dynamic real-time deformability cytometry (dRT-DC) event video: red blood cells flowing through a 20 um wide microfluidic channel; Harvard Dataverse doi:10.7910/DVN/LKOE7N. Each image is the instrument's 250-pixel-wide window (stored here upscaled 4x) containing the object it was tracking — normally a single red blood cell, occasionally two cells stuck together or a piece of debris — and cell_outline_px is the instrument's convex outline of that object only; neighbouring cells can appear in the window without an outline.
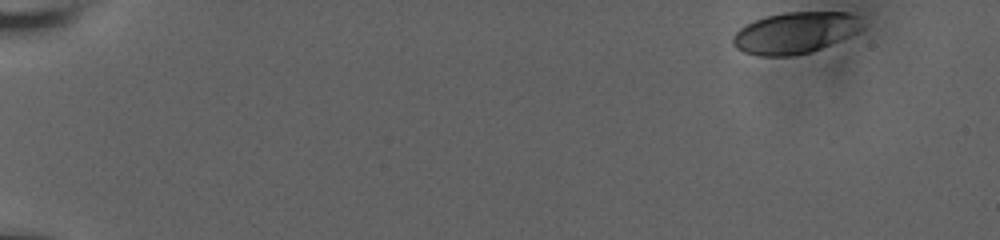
{"species": "human", "species_latin": "Homo sapiens", "temperature_condition": "room temperature", "stored_images_in_passage": 55, "camera_frame_rate_fps": 3000, "um_per_image_px": 0.085, "donor": {"sex": "male"}, "frame": {"image": 1, "passage_image": 1, "time_ms": 0.0, "image_size_px": [1000, 240], "cell_outline_px": [[864, 28], [840, 40], [820, 48], [808, 52], [792, 56], [760, 56], [744, 52], [736, 48], [732, 44], [732, 36], [744, 24], [768, 16], [784, 12], [848, 12], [856, 16]], "centroid_in_image_um": [67.53, 2.79], "position_along_channel_um": 17.5, "area_um2": 30.92}}
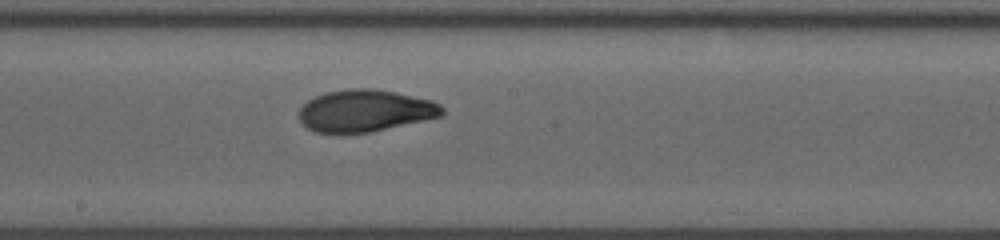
{"frame": {"image": 2, "passage_image": 31, "time_ms": 10.0, "image_size_px": [1000, 240], "cell_outline_px": [[444, 112], [440, 116], [424, 120], [368, 132], [316, 132], [308, 128], [300, 120], [300, 108], [308, 100], [324, 92], [352, 88], [372, 88], [396, 92], [432, 100], [440, 104], [444, 108]], "centroid_in_image_um": [31.05, 9.39], "position_along_channel_um": 217.1, "area_um2": 34.62}}
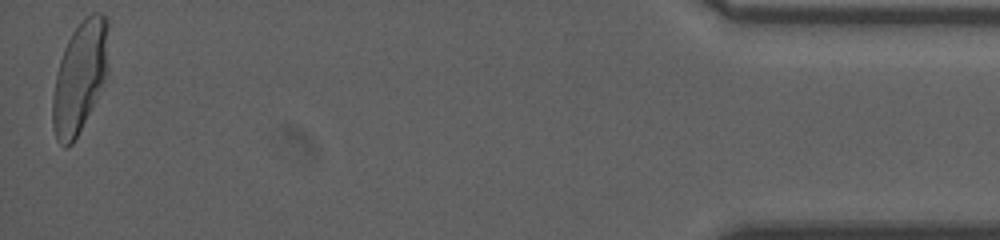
{"frame": {"image": 3, "passage_image": 55, "time_ms": 18.0, "image_size_px": [1000, 240], "cell_outline_px": [[108, 72], [92, 108], [72, 144], [68, 148], [64, 148], [56, 140], [52, 124], [52, 96], [56, 72], [64, 48], [72, 32], [92, 12], [100, 12], [108, 20]], "centroid_in_image_um": [6.78, 6.57], "position_along_channel_um": 428.4, "area_um2": 36.24}, "authors_computed_cell_mechanics": {"area_um2": 34.391, "velocity_mm_per_s": 3.6393, "shape_relaxation_time_tau1_ms": 4.297, "shape_relaxation_time_tau2_ms": 1.3261, "deformation_change_tau1": 0.1821, "deformation_change_tau2": 0.0598}}